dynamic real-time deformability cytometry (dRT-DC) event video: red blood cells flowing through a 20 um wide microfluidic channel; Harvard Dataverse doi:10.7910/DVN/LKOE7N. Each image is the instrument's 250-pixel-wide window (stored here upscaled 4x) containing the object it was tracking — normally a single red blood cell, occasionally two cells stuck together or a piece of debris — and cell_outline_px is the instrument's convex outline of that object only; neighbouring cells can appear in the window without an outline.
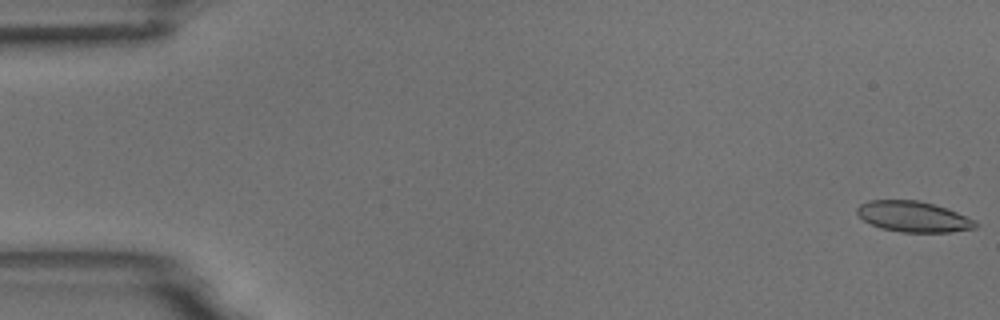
{"species": "common noctule bat (a hibernating species)", "species_latin": "Nyctalus noctula", "temperature_condition": "room temperature", "stored_images_in_passage": 55, "camera_frame_rate_fps": 3000, "um_per_image_px": 0.085, "animal": {"sex": "male", "body_mass_g": 18.8}, "frame": {"image": 1, "passage_image": 1, "time_ms": 0.0, "image_size_px": [1000, 320], "cell_outline_px": [[980, 224], [976, 228], [948, 232], [900, 232], [880, 228], [864, 220], [856, 212], [856, 208], [860, 204], [868, 200], [920, 200], [956, 212], [976, 220]], "centroid_in_image_um": [77.64, 18.41], "position_along_channel_um": 7.4, "area_um2": 21.15}}
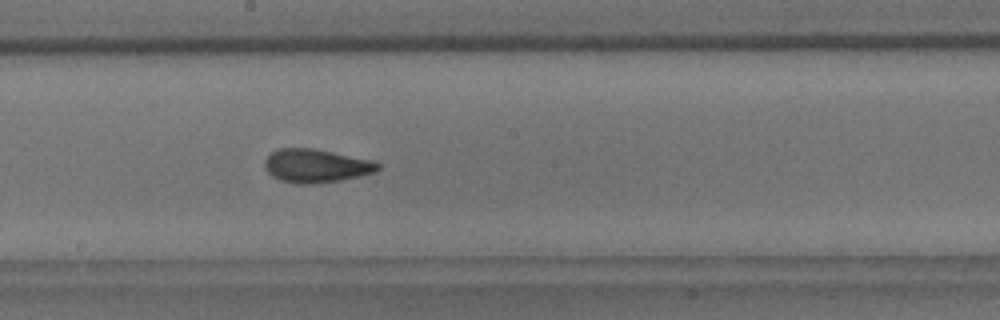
{"frame": {"image": 2, "passage_image": 30, "time_ms": 9.667, "image_size_px": [1000, 320], "cell_outline_px": [[380, 168], [376, 172], [360, 176], [340, 180], [312, 184], [296, 184], [280, 180], [272, 176], [264, 168], [264, 160], [272, 152], [280, 148], [312, 148], [372, 160], [380, 164]], "centroid_in_image_um": [26.85, 14.1], "position_along_channel_um": 221.3, "area_um2": 22.08}}
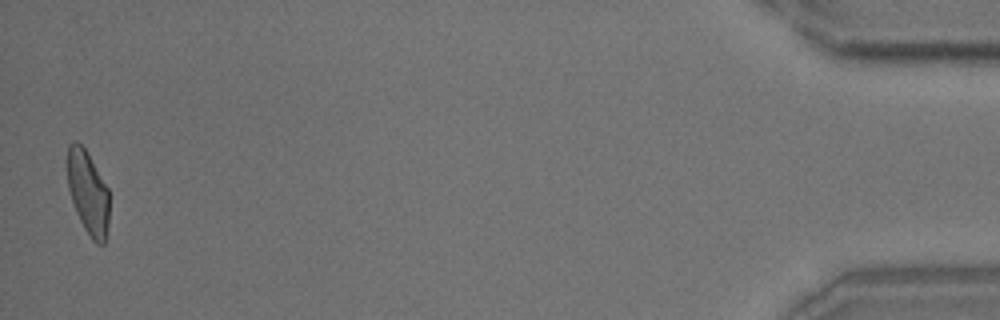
{"frame": {"image": 3, "passage_image": 54, "time_ms": 17.667, "image_size_px": [1000, 320], "cell_outline_px": [[108, 224], [104, 244], [96, 244], [92, 240], [84, 228], [76, 212], [68, 188], [68, 144], [76, 140], [84, 148], [108, 188]], "centroid_in_image_um": [7.48, 16.39], "position_along_channel_um": 427.7, "area_um2": 20.0}, "authors_computed_cell_mechanics": {"area_um2": 21.5016, "velocity_mm_per_s": 3.7124, "shape_relaxation_time_tau1_ms": 6.6748, "shape_relaxation_time_tau2_ms": 1.4489, "deformation_change_tau1": 0.1628, "deformation_change_tau2": 0.0586}}